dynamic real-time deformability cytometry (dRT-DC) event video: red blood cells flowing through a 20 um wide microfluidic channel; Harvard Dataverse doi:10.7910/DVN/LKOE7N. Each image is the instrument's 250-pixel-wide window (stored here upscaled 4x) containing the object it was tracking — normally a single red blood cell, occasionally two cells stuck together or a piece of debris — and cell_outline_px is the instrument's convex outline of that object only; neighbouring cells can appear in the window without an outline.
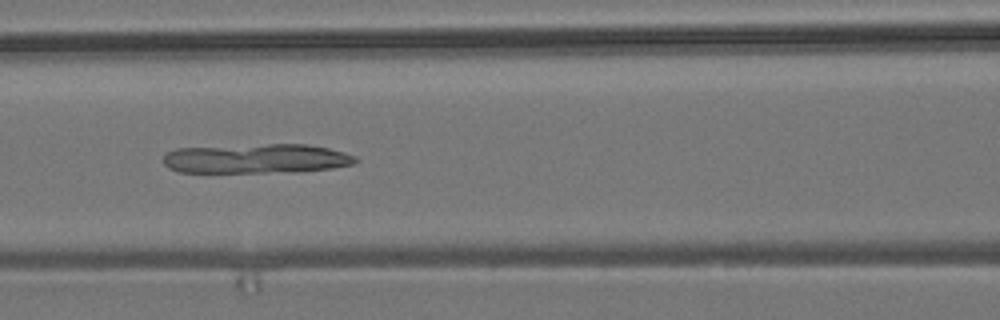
{"species": "common noctule bat (a hibernating species)", "species_latin": "Nyctalus noctula", "temperature_condition": "room temperature", "stored_images_in_passage": 8, "camera_frame_rate_fps": 3000, "um_per_image_px": 0.085, "animal": {"sex": "male", "body_mass_g": 19.2, "forearm_length_mm": 51.8}, "frame": {"image": 1, "passage_image": 7, "time_ms": 7.0, "image_size_px": [1000, 320], "cell_outline_px": [[360, 160], [352, 164], [332, 168], [300, 172], [180, 172], [168, 168], [164, 164], [164, 156], [168, 152], [176, 148], [268, 144], [308, 144], [328, 148], [344, 152], [356, 156]], "centroid_in_image_um": [21.83, 13.48], "position_along_channel_um": 144.8, "area_um2": 33.18}}
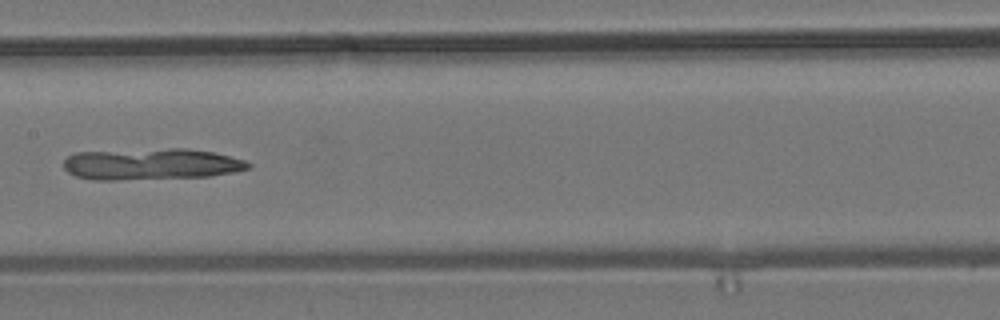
{"frame": {"image": 2, "passage_image": 8, "time_ms": 8.333, "image_size_px": [1000, 320], "cell_outline_px": [[252, 164], [248, 168], [232, 172], [212, 176], [116, 180], [92, 180], [76, 176], [68, 172], [64, 168], [64, 160], [68, 156], [76, 152], [168, 148], [188, 148], [212, 152], [244, 160]], "centroid_in_image_um": [12.82, 13.95], "position_along_channel_um": 194.6, "area_um2": 33.81}}